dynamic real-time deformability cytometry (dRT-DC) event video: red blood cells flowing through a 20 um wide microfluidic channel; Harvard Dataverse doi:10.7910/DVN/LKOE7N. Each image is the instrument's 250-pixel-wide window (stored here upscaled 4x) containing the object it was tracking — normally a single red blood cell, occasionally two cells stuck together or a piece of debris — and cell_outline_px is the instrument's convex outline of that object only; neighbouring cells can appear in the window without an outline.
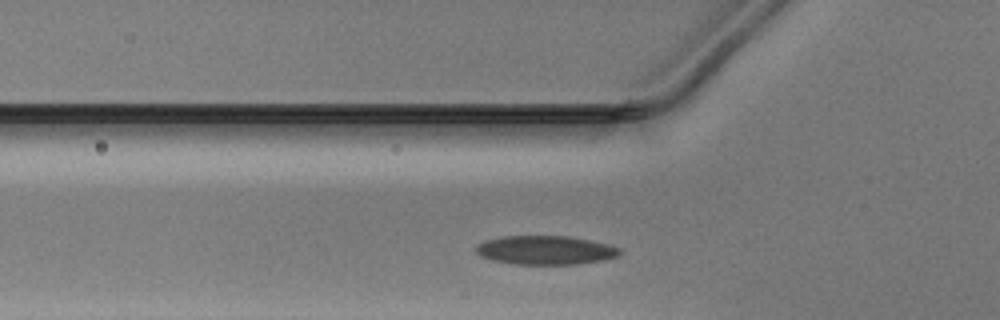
{"species": "Egyptian fruit bat (a non-hibernating species)", "species_latin": "Rousettus aegyptiacus", "temperature_condition": "warm", "stored_images_in_passage": 29, "camera_frame_rate_fps": 3000, "um_per_image_px": 0.085, "animal": {"sex": "male"}, "frame": {"image": 1, "passage_image": 6, "time_ms": 1.667, "image_size_px": [1000, 320], "cell_outline_px": [[620, 252], [616, 256], [604, 260], [576, 264], [516, 264], [492, 260], [480, 256], [476, 252], [476, 244], [484, 240], [500, 236], [568, 236], [608, 244], [620, 248]], "centroid_in_image_um": [46.31, 21.26], "position_along_channel_um": 79.5, "area_um2": 24.16}}
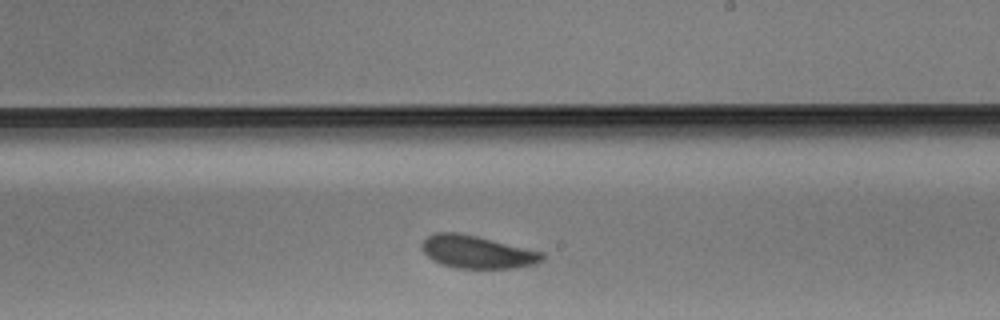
{"frame": {"image": 2, "passage_image": 19, "time_ms": 6.0, "image_size_px": [1000, 320], "cell_outline_px": [[544, 260], [536, 264], [516, 268], [452, 268], [440, 264], [432, 260], [420, 248], [420, 244], [432, 232], [460, 232], [544, 252]], "centroid_in_image_um": [40.54, 21.41], "position_along_channel_um": 248.5, "area_um2": 23.29}}
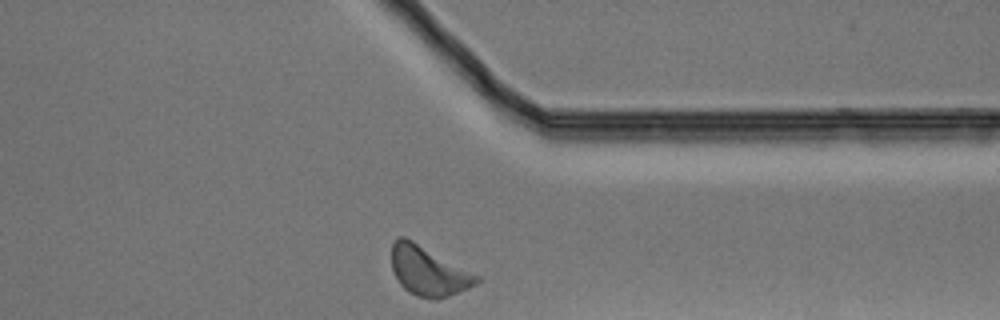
{"frame": {"image": 3, "passage_image": 29, "time_ms": 9.333, "image_size_px": [1000, 320], "cell_outline_px": [[480, 280], [476, 284], [468, 288], [448, 296], [436, 300], [416, 296], [404, 288], [400, 284], [392, 268], [392, 244], [400, 236], [404, 236], [412, 240], [480, 276]], "centroid_in_image_um": [36.41, 23.05], "position_along_channel_um": 375.0, "area_um2": 24.1}}